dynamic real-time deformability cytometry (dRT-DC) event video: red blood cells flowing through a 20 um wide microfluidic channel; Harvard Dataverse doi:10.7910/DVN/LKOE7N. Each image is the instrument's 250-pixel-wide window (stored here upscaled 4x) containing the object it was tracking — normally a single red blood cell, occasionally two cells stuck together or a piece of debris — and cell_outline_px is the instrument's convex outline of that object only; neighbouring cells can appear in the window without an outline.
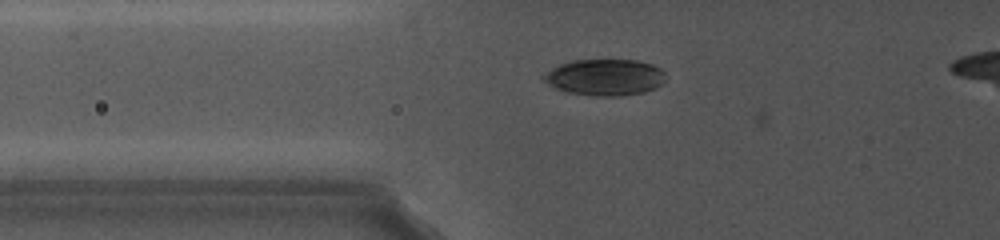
{"species": "common noctule bat (a hibernating species)", "species_latin": "Nyctalus noctula", "temperature_condition": "cold", "stored_images_in_passage": 5, "camera_frame_rate_fps": 5000, "um_per_image_px": 0.085, "animal": {"sex": "female", "body_mass_g": 19.0, "forearm_length_mm": 56.7}, "frame": {"image": 1, "passage_image": 4, "time_ms": 1.2, "image_size_px": [1000, 240], "cell_outline_px": [[664, 72], [660, 84], [652, 88], [640, 92], [612, 96], [604, 96], [572, 92], [556, 88], [544, 80], [544, 76], [552, 68], [560, 64], [572, 60], [640, 60], [652, 64], [660, 68]], "centroid_in_image_um": [51.41, 6.53], "position_along_channel_um": 74.4, "area_um2": 24.97}}